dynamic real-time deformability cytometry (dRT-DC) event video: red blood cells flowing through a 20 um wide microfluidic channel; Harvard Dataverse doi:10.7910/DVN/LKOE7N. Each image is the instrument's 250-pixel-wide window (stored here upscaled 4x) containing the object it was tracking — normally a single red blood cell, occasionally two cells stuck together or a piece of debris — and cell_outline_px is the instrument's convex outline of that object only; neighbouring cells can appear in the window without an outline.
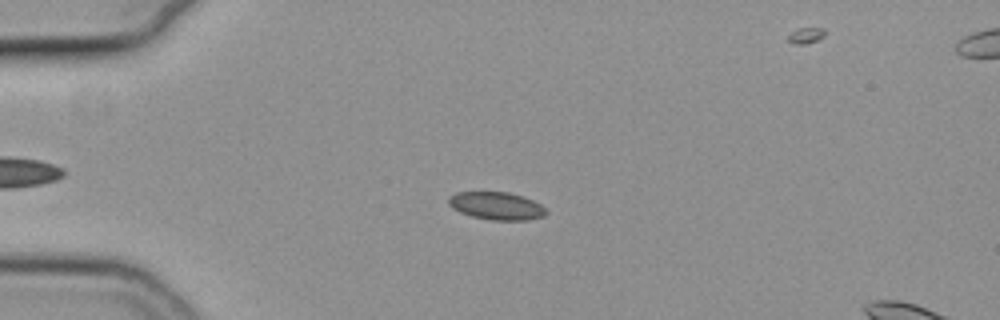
{"species": "common noctule bat (a hibernating species)", "species_latin": "Nyctalus noctula", "temperature_condition": "cold", "stored_images_in_passage": 48, "camera_frame_rate_fps": 3000, "um_per_image_px": 0.085, "animal": {"sex": "female", "body_mass_g": 19.3, "forearm_length_mm": 54.1}, "frame": {"image": 1, "passage_image": 6, "time_ms": 1.667, "image_size_px": [1000, 320], "cell_outline_px": [[548, 212], [544, 216], [528, 220], [492, 220], [472, 216], [460, 212], [452, 208], [448, 204], [448, 196], [456, 192], [508, 192], [524, 196], [540, 204]], "centroid_in_image_um": [42.19, 17.49], "position_along_channel_um": 42.8, "area_um2": 15.84}}
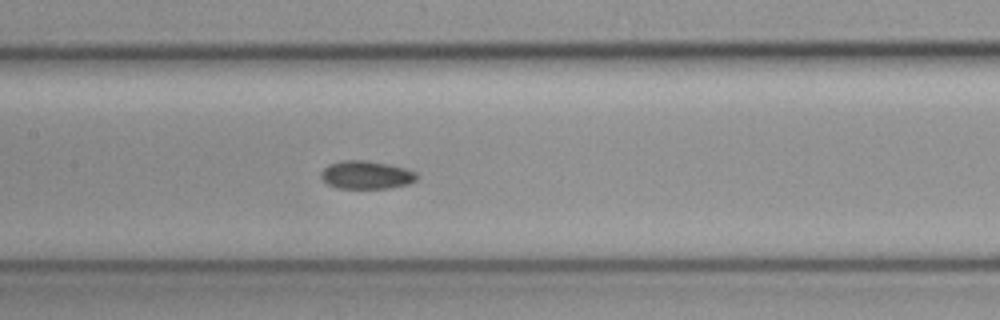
{"frame": {"image": 2, "passage_image": 19, "time_ms": 6.0, "image_size_px": [1000, 320], "cell_outline_px": [[416, 180], [408, 184], [388, 188], [336, 188], [328, 184], [320, 176], [320, 172], [328, 164], [340, 160], [368, 160], [388, 164], [404, 168], [416, 172]], "centroid_in_image_um": [31.1, 14.86], "position_along_channel_um": 176.3, "area_um2": 15.72}}
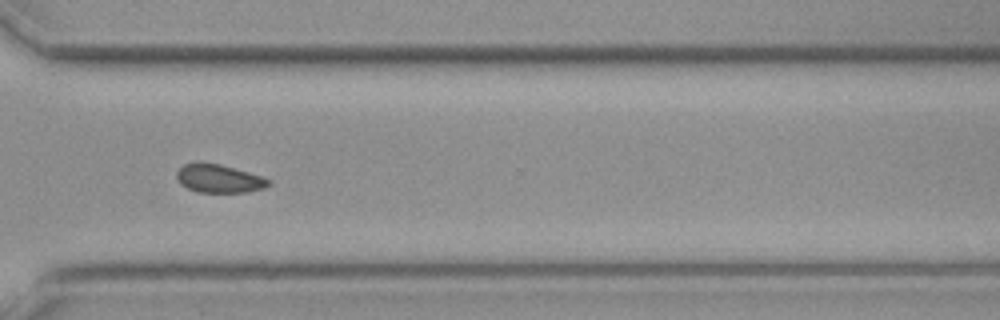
{"frame": {"image": 3, "passage_image": 33, "time_ms": 10.667, "image_size_px": [1000, 320], "cell_outline_px": [[272, 184], [264, 188], [248, 192], [196, 192], [180, 184], [176, 176], [176, 172], [184, 164], [200, 160], [220, 164], [264, 176], [272, 180]], "centroid_in_image_um": [18.63, 15.16], "position_along_channel_um": 352.0, "area_um2": 15.61}, "authors_computed_cell_mechanics": {"area_um2": 15.6927, "velocity_mm_per_s": 3.7705, "shape_relaxation_time_tau1_ms": null, "shape_relaxation_time_tau2_ms": 6.0761, "deformation_change_tau1": null, "deformation_change_tau2": 0.0915}}